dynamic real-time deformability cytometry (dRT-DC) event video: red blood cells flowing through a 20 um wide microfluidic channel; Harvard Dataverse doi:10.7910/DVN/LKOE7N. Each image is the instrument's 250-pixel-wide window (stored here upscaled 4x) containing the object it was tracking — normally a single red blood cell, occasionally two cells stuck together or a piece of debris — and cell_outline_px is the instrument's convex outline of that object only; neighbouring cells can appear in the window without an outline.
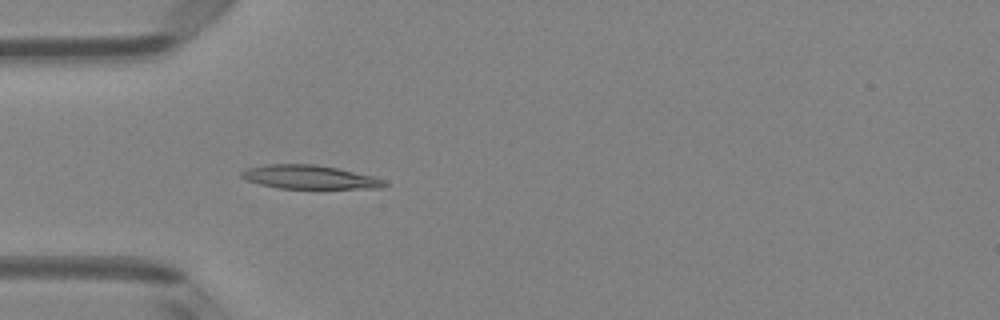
{"species": "Egyptian fruit bat (a non-hibernating species)", "species_latin": "Rousettus aegyptiacus", "temperature_condition": "room temperature", "stored_images_in_passage": 4, "camera_frame_rate_fps": 3000, "um_per_image_px": 0.085, "animal": {"sex": "female"}, "frame": {"image": 1, "passage_image": 4, "time_ms": 1.0, "image_size_px": [1000, 320], "cell_outline_px": [[388, 184], [384, 188], [280, 188], [260, 184], [248, 180], [240, 176], [240, 172], [248, 168], [264, 164], [316, 164], [376, 176], [384, 180]], "centroid_in_image_um": [26.34, 15.04], "position_along_channel_um": 58.7, "area_um2": 19.71}}